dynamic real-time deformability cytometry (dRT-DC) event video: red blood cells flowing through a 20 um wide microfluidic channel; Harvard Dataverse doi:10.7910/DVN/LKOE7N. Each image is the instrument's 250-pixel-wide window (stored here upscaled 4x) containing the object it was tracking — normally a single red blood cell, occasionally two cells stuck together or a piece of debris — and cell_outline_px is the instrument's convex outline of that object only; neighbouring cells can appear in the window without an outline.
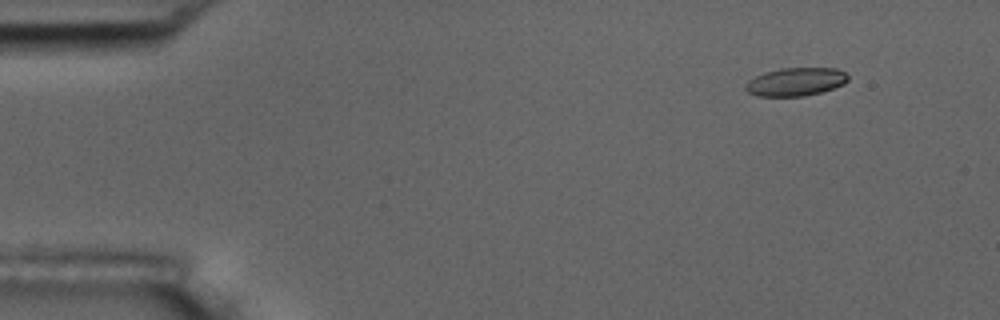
{"species": "common noctule bat (a hibernating species)", "species_latin": "Nyctalus noctula", "temperature_condition": "room temperature", "stored_images_in_passage": 4, "camera_frame_rate_fps": 3000, "um_per_image_px": 0.085, "animal": {"sex": "male", "body_mass_g": 17.5, "forearm_length_mm": 52.3}, "frame": {"image": 1, "passage_image": 1, "time_ms": 0.0, "image_size_px": [1000, 320], "cell_outline_px": [[848, 80], [844, 84], [820, 92], [804, 96], [756, 96], [748, 92], [744, 88], [744, 84], [748, 80], [764, 72], [780, 68], [836, 68], [844, 72], [848, 76]], "centroid_in_image_um": [67.6, 6.95], "position_along_channel_um": 17.4, "area_um2": 16.88}}
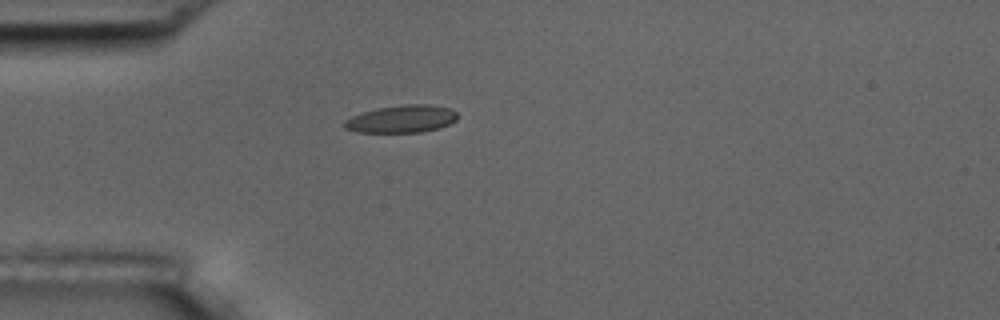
{"frame": {"image": 2, "passage_image": 4, "time_ms": 3.333, "image_size_px": [1000, 320], "cell_outline_px": [[456, 120], [440, 128], [420, 132], [356, 132], [344, 128], [344, 120], [360, 112], [380, 108], [404, 104], [428, 104], [448, 108], [456, 112]], "centroid_in_image_um": [34.11, 10.11], "position_along_channel_um": 50.9, "area_um2": 18.03}}